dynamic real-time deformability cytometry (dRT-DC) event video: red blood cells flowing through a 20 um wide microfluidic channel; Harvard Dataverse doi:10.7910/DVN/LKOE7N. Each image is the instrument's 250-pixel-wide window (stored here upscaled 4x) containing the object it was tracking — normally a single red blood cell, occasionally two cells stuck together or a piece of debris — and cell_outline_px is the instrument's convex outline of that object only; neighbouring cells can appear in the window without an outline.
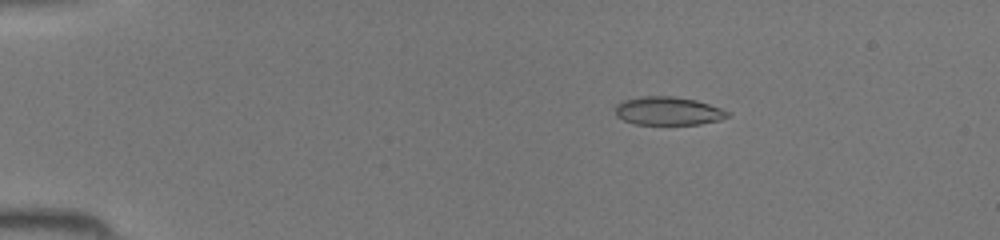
{"species": "common noctule bat (a hibernating species)", "species_latin": "Nyctalus noctula", "temperature_condition": "room temperature", "stored_images_in_passage": 45, "camera_frame_rate_fps": 3000, "um_per_image_px": 0.085, "animal": {"sex": "female", "body_mass_g": 19.5, "forearm_length_mm": 54.1}, "frame": {"image": 1, "passage_image": 8, "time_ms": 2.333, "image_size_px": [1000, 240], "cell_outline_px": [[728, 116], [720, 120], [700, 124], [636, 124], [624, 120], [616, 116], [616, 104], [624, 100], [644, 96], [672, 96], [696, 100], [720, 108], [728, 112]], "centroid_in_image_um": [56.77, 9.43], "position_along_channel_um": 28.2, "area_um2": 18.32}}
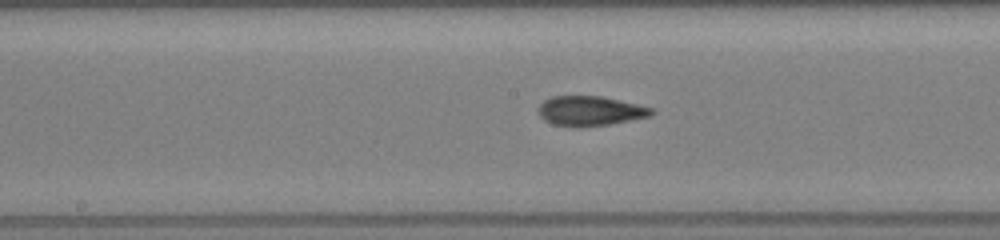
{"frame": {"image": 2, "passage_image": 24, "time_ms": 7.667, "image_size_px": [1000, 240], "cell_outline_px": [[656, 112], [652, 116], [632, 120], [608, 124], [580, 128], [552, 124], [544, 120], [540, 116], [536, 108], [544, 100], [552, 96], [600, 96], [636, 104], [652, 108]], "centroid_in_image_um": [50.14, 9.44], "position_along_channel_um": 198.1, "area_um2": 19.77}}
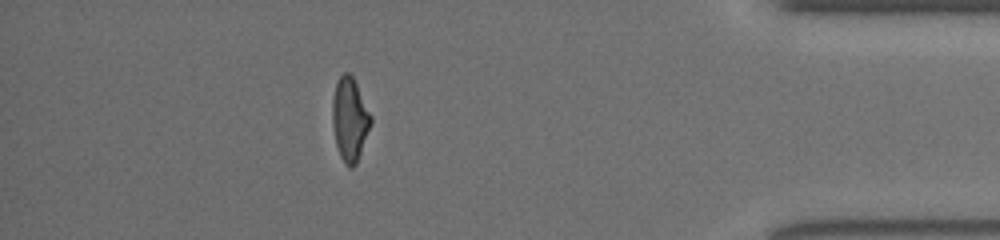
{"frame": {"image": 3, "passage_image": 40, "time_ms": 13.0, "image_size_px": [1000, 240], "cell_outline_px": [[372, 124], [356, 164], [352, 168], [348, 168], [344, 164], [340, 156], [336, 144], [332, 124], [332, 96], [336, 84], [340, 76], [344, 72], [348, 72], [352, 76], [372, 116]], "centroid_in_image_um": [29.73, 10.17], "position_along_channel_um": 405.5, "area_um2": 18.79}}